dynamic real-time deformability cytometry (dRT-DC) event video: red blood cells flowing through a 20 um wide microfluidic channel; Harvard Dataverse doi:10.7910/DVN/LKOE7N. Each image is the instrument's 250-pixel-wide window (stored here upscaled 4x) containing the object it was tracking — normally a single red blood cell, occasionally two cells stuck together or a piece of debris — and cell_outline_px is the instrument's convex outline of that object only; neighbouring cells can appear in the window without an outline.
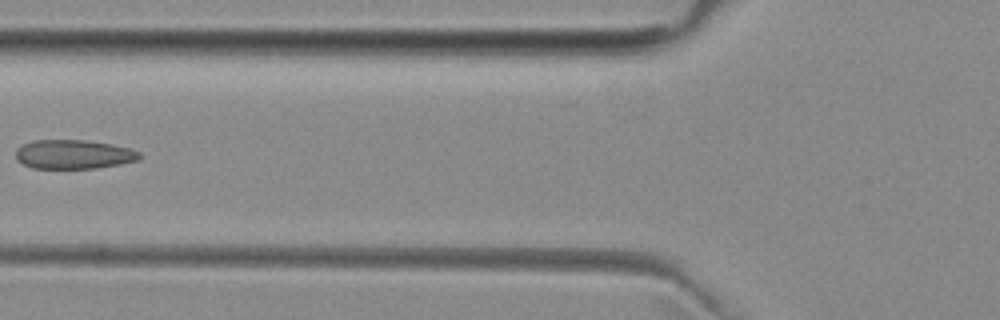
{"species": "common noctule bat (a hibernating species)", "species_latin": "Nyctalus noctula", "temperature_condition": "room temperature", "stored_images_in_passage": 5, "camera_frame_rate_fps": 3000, "um_per_image_px": 0.085, "animal": {"sex": "female", "body_mass_g": 29.2, "forearm_length_mm": 56.3}, "frame": {"image": 1, "passage_image": 5, "time_ms": 4.333, "image_size_px": [1000, 320], "cell_outline_px": [[144, 156], [140, 160], [120, 164], [96, 168], [32, 168], [16, 160], [16, 148], [32, 140], [84, 140], [112, 144], [128, 148], [140, 152]], "centroid_in_image_um": [6.28, 13.12], "position_along_channel_um": 119.5, "area_um2": 21.1}}